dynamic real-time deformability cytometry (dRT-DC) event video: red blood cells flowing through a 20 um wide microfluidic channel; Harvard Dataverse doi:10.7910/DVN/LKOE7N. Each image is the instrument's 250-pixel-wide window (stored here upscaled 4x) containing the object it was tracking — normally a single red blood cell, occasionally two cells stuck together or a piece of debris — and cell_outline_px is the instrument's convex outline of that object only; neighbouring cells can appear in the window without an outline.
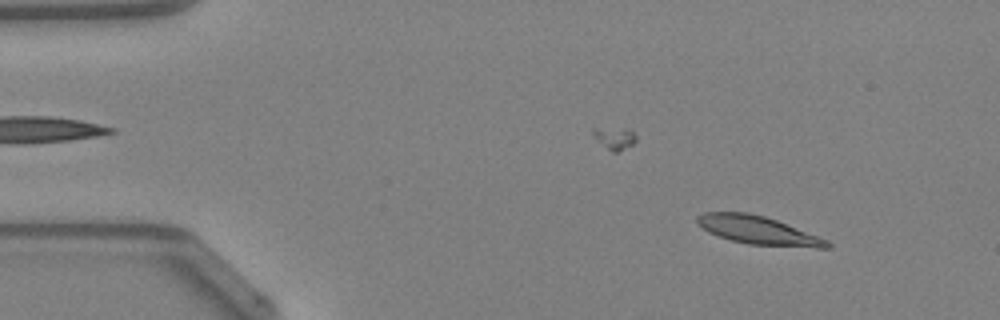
{"species": "Egyptian fruit bat (a non-hibernating species)", "species_latin": "Rousettus aegyptiacus", "temperature_condition": "warm", "stored_images_in_passage": 47, "camera_frame_rate_fps": 3000, "um_per_image_px": 0.085, "animal": {"sex": "female"}, "frame": {"image": 1, "passage_image": 5, "time_ms": 1.333, "image_size_px": [1000, 320], "cell_outline_px": [[832, 248], [816, 248], [748, 244], [732, 240], [708, 232], [696, 224], [696, 216], [704, 212], [748, 212], [764, 216], [776, 220], [828, 240], [832, 244]], "centroid_in_image_um": [64.43, 19.57], "position_along_channel_um": 20.6, "area_um2": 21.39}}
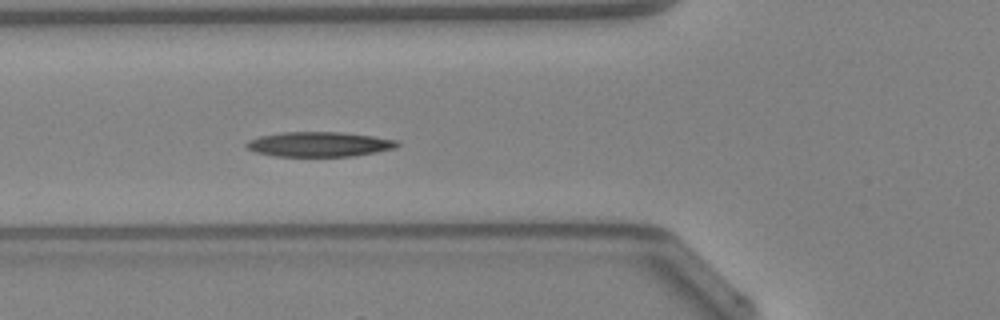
{"frame": {"image": 2, "passage_image": 17, "time_ms": 5.333, "image_size_px": [1000, 320], "cell_outline_px": [[400, 144], [396, 148], [376, 152], [352, 156], [272, 156], [256, 152], [248, 148], [244, 144], [248, 140], [260, 136], [284, 132], [340, 132], [372, 136], [396, 140]], "centroid_in_image_um": [27.12, 12.26], "position_along_channel_um": 98.7, "area_um2": 21.73}}
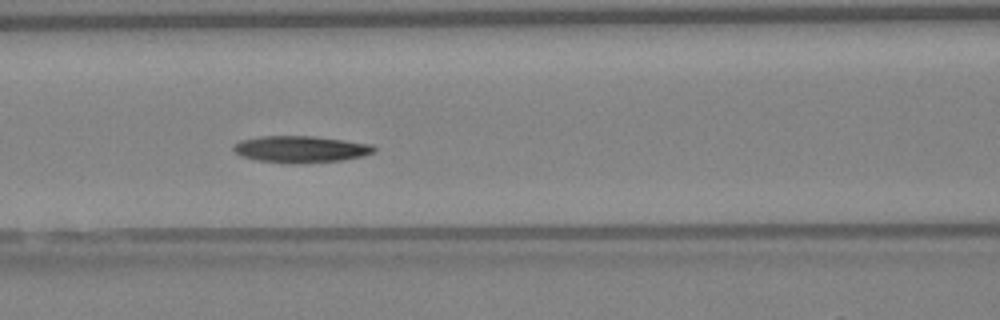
{"frame": {"image": 3, "passage_image": 20, "time_ms": 6.333, "image_size_px": [1000, 320], "cell_outline_px": [[376, 152], [360, 156], [340, 160], [296, 164], [292, 164], [256, 160], [240, 156], [232, 148], [240, 140], [260, 136], [312, 136], [344, 140], [372, 144], [376, 148]], "centroid_in_image_um": [25.54, 12.68], "position_along_channel_um": 141.1, "area_um2": 21.85}, "authors_computed_cell_mechanics": {"area_um2": 21.386, "velocity_mm_per_s": 4.2322, "shape_relaxation_time_tau1_ms": 5.7212, "shape_relaxation_time_tau2_ms": null, "deformation_change_tau1": 0.1471, "deformation_change_tau2": null}}